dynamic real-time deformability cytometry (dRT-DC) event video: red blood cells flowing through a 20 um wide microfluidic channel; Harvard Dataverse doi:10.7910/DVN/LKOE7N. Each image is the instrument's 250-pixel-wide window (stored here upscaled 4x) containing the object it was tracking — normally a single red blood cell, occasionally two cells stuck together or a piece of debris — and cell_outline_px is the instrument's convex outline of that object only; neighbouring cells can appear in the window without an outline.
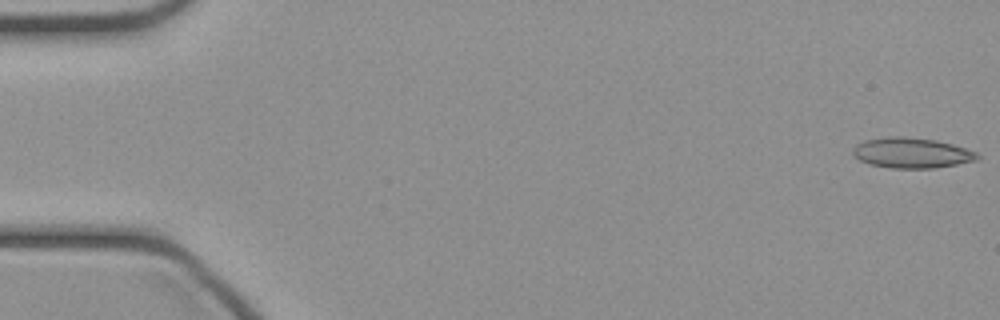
{"species": "common noctule bat (a hibernating species)", "species_latin": "Nyctalus noctula", "temperature_condition": "cold", "stored_images_in_passage": 47, "camera_frame_rate_fps": 3000, "um_per_image_px": 0.085, "animal": {"sex": "female", "body_mass_g": 21.9}, "frame": {"image": 1, "passage_image": 1, "time_ms": 0.0, "image_size_px": [1000, 320], "cell_outline_px": [[980, 156], [976, 160], [936, 168], [892, 168], [868, 164], [852, 156], [852, 148], [856, 144], [864, 140], [888, 136], [904, 136], [936, 140], [952, 144], [976, 152]], "centroid_in_image_um": [77.43, 12.99], "position_along_channel_um": 7.6, "area_um2": 22.14}}
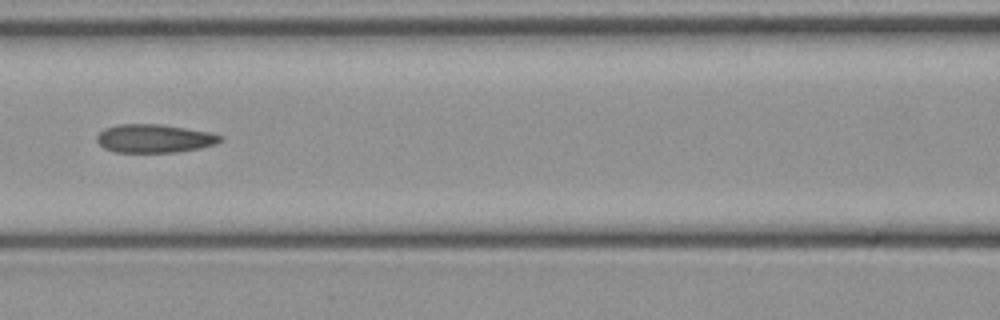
{"frame": {"image": 2, "passage_image": 21, "time_ms": 6.667, "image_size_px": [1000, 320], "cell_outline_px": [[224, 140], [216, 144], [200, 148], [176, 152], [116, 152], [104, 148], [96, 140], [96, 136], [104, 128], [120, 124], [160, 124], [212, 132], [224, 136]], "centroid_in_image_um": [13.16, 11.76], "position_along_channel_um": 153.4, "area_um2": 20.58}}
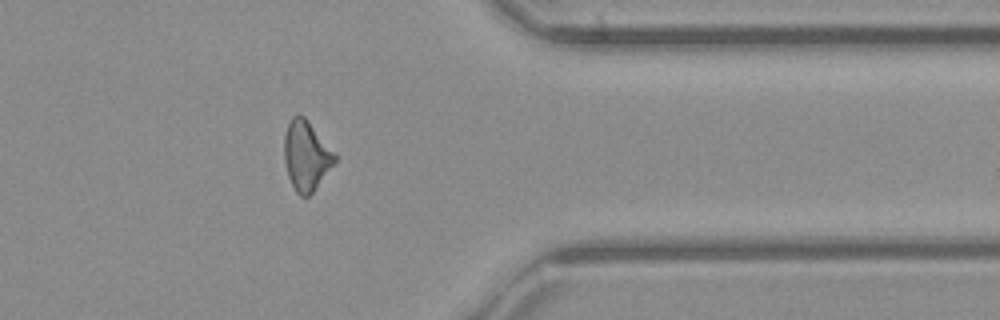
{"frame": {"image": 3, "passage_image": 38, "time_ms": 12.333, "image_size_px": [1000, 320], "cell_outline_px": [[336, 160], [312, 192], [308, 196], [300, 196], [296, 192], [288, 176], [284, 160], [284, 136], [288, 124], [292, 116], [304, 116], [308, 120], [336, 152]], "centroid_in_image_um": [26.03, 13.21], "position_along_channel_um": 385.4, "area_um2": 20.35}}